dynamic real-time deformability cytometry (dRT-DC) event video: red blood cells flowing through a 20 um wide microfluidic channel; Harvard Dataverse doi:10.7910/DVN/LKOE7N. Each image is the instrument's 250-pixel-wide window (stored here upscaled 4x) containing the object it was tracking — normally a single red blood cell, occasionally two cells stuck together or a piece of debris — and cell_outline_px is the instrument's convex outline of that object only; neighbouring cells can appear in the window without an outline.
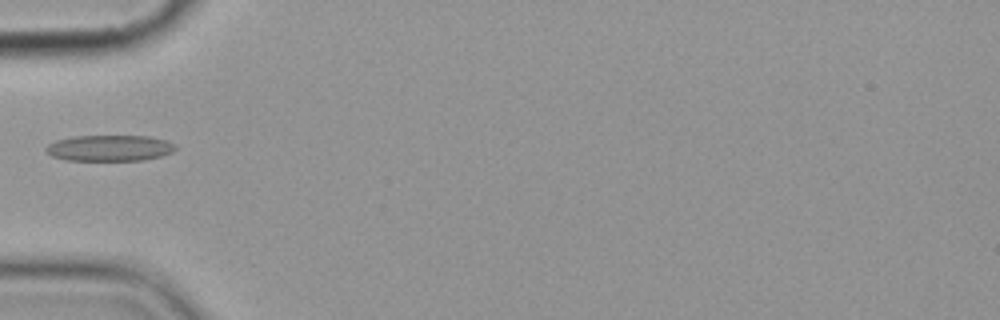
{"species": "common noctule bat (a hibernating species)", "species_latin": "Nyctalus noctula", "temperature_condition": "cold", "stored_images_in_passage": 6, "camera_frame_rate_fps": 3000, "um_per_image_px": 0.085, "animal": {"sex": "female", "body_mass_g": 19.9}, "frame": {"image": 1, "passage_image": 6, "time_ms": 5.667, "image_size_px": [1000, 320], "cell_outline_px": [[176, 148], [172, 152], [160, 156], [144, 160], [64, 160], [52, 156], [44, 152], [44, 148], [48, 144], [56, 140], [72, 136], [148, 136], [168, 140], [176, 144]], "centroid_in_image_um": [9.29, 12.58], "position_along_channel_um": 75.7, "area_um2": 19.83}}